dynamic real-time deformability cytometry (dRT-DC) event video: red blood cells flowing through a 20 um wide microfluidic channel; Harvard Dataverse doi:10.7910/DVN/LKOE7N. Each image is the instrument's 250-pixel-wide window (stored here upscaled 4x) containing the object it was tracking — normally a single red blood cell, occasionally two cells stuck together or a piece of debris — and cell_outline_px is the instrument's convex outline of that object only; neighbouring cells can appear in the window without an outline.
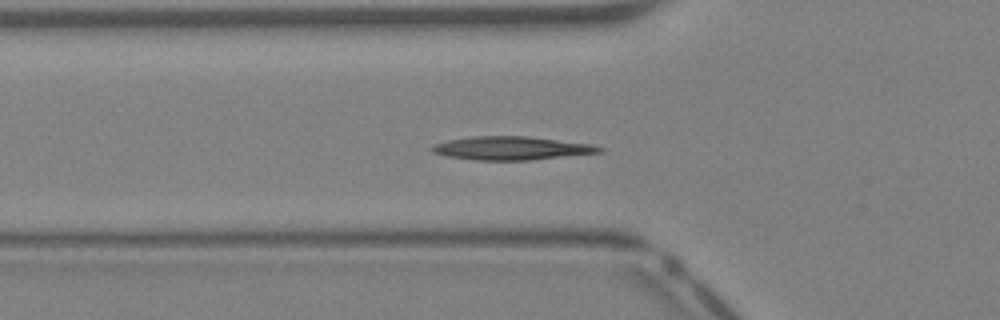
{"species": "Egyptian fruit bat (a non-hibernating species)", "species_latin": "Rousettus aegyptiacus", "temperature_condition": "warm", "stored_images_in_passage": 39, "segment_of_instrument_passage": [1, 2], "camera_frame_rate_fps": 3000, "um_per_image_px": 0.085, "animal": {"sex": "female"}, "frame": {"image": 1, "passage_image": 12, "time_ms": 3.667, "image_size_px": [1000, 320], "cell_outline_px": [[604, 152], [532, 160], [476, 160], [448, 156], [432, 152], [428, 148], [432, 144], [448, 140], [472, 136], [528, 136], [592, 144], [604, 148]], "centroid_in_image_um": [43.47, 12.59], "position_along_channel_um": 82.3, "area_um2": 23.0}}
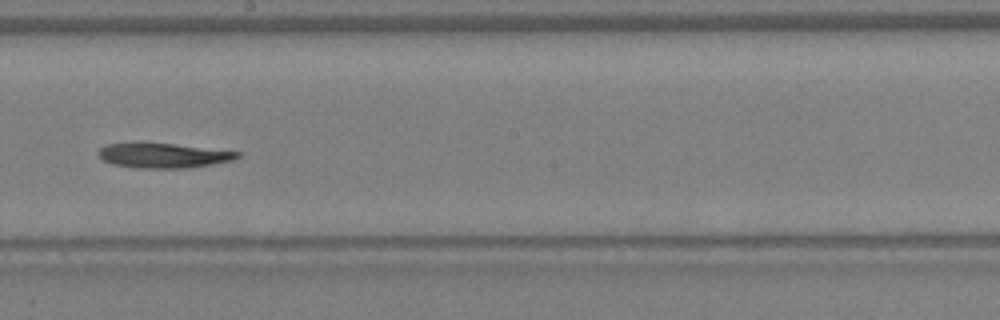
{"frame": {"image": 2, "passage_image": 21, "time_ms": 6.667, "image_size_px": [1000, 320], "cell_outline_px": [[240, 156], [232, 160], [212, 164], [188, 168], [136, 168], [112, 164], [96, 156], [96, 152], [100, 148], [108, 144], [172, 144], [240, 152]], "centroid_in_image_um": [13.85, 13.24], "position_along_channel_um": 234.4, "area_um2": 19.65}}
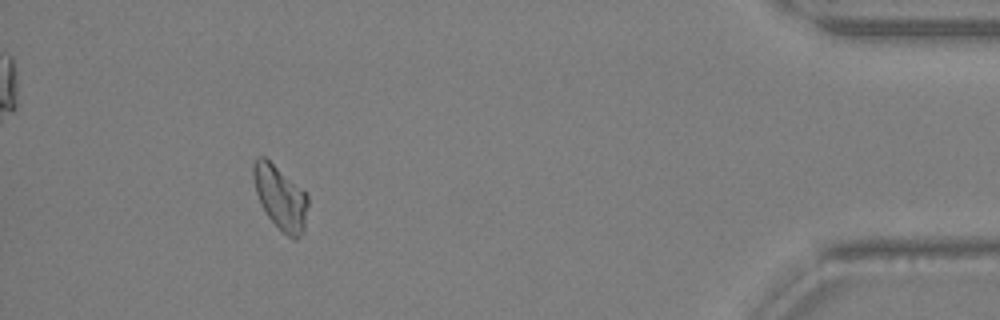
{"frame": {"image": 3, "passage_image": 35, "time_ms": 11.333, "image_size_px": [1000, 320], "cell_outline_px": [[308, 204], [304, 232], [296, 240], [292, 240], [268, 216], [260, 204], [256, 192], [252, 176], [252, 164], [256, 156], [264, 156], [304, 192], [308, 196]], "centroid_in_image_um": [23.81, 16.8], "position_along_channel_um": 411.4, "area_um2": 20.06}}